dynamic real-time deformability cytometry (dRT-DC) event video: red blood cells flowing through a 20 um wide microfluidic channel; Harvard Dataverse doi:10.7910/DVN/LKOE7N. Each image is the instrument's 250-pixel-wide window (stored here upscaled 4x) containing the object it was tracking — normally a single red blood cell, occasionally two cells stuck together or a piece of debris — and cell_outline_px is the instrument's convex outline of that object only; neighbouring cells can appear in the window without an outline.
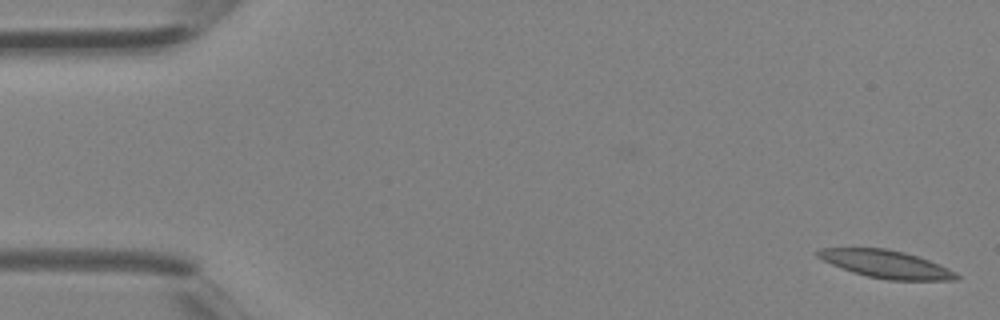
{"species": "Egyptian fruit bat (a non-hibernating species)", "species_latin": "Rousettus aegyptiacus", "temperature_condition": "room temperature", "stored_images_in_passage": 4, "camera_frame_rate_fps": 3000, "um_per_image_px": 0.085, "animal": {"sex": "female"}, "frame": {"image": 1, "passage_image": 1, "time_ms": 0.0, "image_size_px": [1000, 320], "cell_outline_px": [[960, 280], [888, 280], [868, 276], [852, 272], [832, 264], [816, 256], [816, 252], [820, 248], [884, 248], [904, 252], [940, 264], [956, 272], [960, 276]], "centroid_in_image_um": [75.35, 22.46], "position_along_channel_um": 9.7, "area_um2": 22.25}}
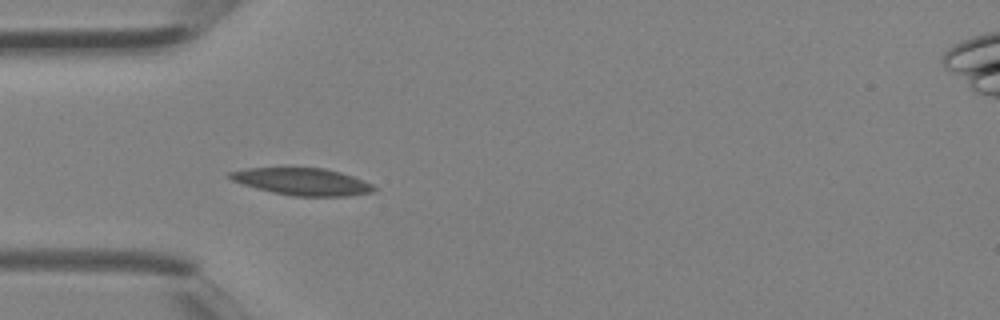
{"frame": {"image": 2, "passage_image": 4, "time_ms": 1.0, "image_size_px": [1000, 320], "cell_outline_px": [[376, 188], [372, 192], [348, 196], [292, 196], [272, 192], [256, 188], [232, 180], [228, 176], [228, 172], [248, 168], [324, 168], [340, 172], [352, 176], [372, 184]], "centroid_in_image_um": [25.69, 15.44], "position_along_channel_um": 59.3, "area_um2": 22.54}}